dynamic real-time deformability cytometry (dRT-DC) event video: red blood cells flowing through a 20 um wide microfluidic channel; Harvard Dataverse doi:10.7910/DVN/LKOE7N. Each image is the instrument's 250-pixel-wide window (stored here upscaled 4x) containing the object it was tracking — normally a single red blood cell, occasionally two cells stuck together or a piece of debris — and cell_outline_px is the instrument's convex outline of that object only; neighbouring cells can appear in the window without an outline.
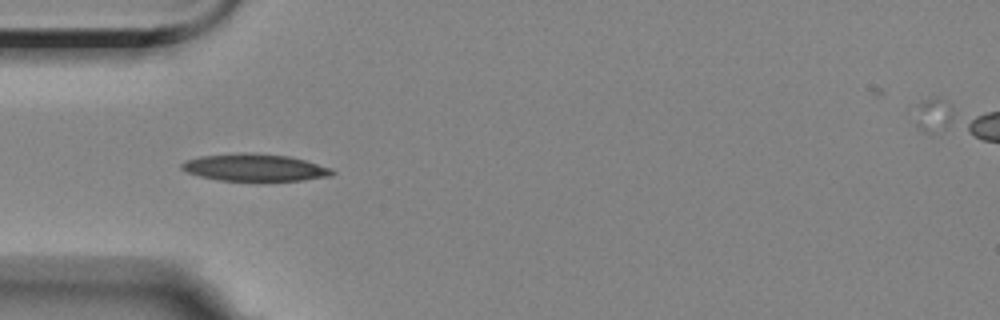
{"species": "Egyptian fruit bat (a non-hibernating species)", "species_latin": "Rousettus aegyptiacus", "temperature_condition": "room temperature", "stored_images_in_passage": 5, "camera_frame_rate_fps": 3000, "um_per_image_px": 0.085, "animal": {"sex": "female"}, "frame": {"image": 1, "passage_image": 4, "time_ms": 4.333, "image_size_px": [1000, 320], "cell_outline_px": [[336, 172], [328, 176], [300, 180], [220, 180], [200, 176], [188, 172], [180, 168], [180, 164], [184, 160], [200, 156], [240, 152], [252, 152], [288, 156], [304, 160], [332, 168]], "centroid_in_image_um": [21.61, 14.22], "position_along_channel_um": 63.4, "area_um2": 23.7}}
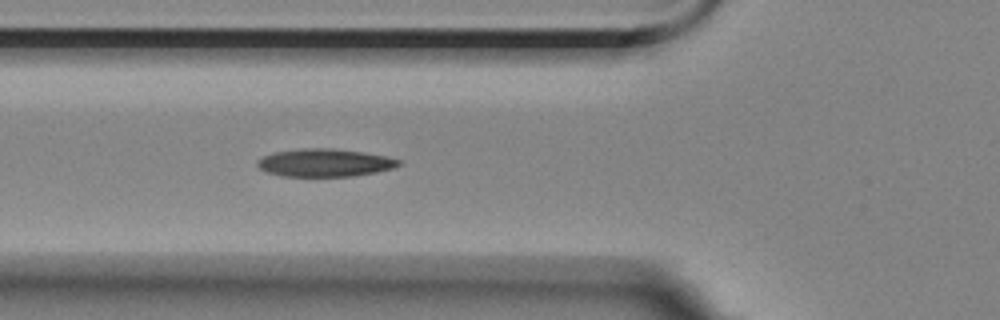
{"frame": {"image": 2, "passage_image": 5, "time_ms": 5.333, "image_size_px": [1000, 320], "cell_outline_px": [[400, 164], [392, 168], [376, 172], [356, 176], [284, 176], [268, 172], [260, 168], [256, 164], [256, 160], [264, 156], [276, 152], [304, 148], [332, 148], [364, 152], [384, 156], [400, 160]], "centroid_in_image_um": [27.6, 13.83], "position_along_channel_um": 98.2, "area_um2": 22.72}}